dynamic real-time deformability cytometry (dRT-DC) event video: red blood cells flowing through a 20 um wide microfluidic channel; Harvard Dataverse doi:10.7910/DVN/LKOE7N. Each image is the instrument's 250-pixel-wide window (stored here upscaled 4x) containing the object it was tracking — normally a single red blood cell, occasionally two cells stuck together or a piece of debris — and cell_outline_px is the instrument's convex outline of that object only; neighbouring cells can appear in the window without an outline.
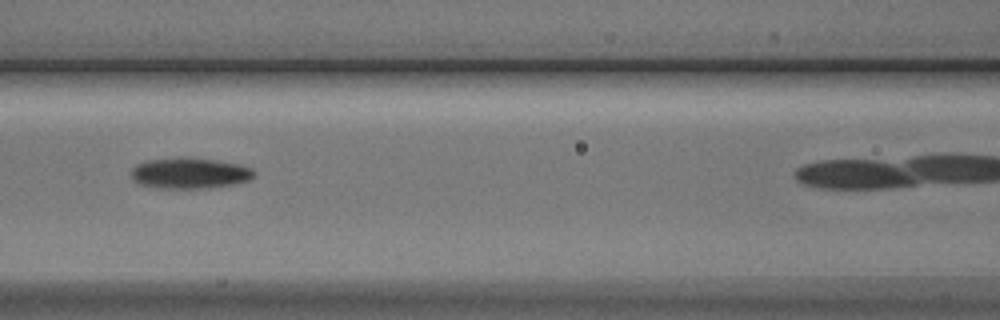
{"species": "Egyptian fruit bat (a non-hibernating species)", "species_latin": "Rousettus aegyptiacus", "temperature_condition": "cold", "stored_images_in_passage": 6, "camera_frame_rate_fps": 3000, "um_per_image_px": 0.085, "animal": {"sex": "male"}, "frame": {"image": 1, "passage_image": 4, "time_ms": 3.667, "image_size_px": [1000, 320], "cell_outline_px": [[256, 172], [248, 180], [232, 184], [208, 188], [160, 188], [140, 184], [132, 176], [132, 168], [136, 164], [148, 160], [184, 156], [216, 160], [240, 164], [252, 168]], "centroid_in_image_um": [16.14, 14.7], "position_along_channel_um": 150.5, "area_um2": 22.08}}